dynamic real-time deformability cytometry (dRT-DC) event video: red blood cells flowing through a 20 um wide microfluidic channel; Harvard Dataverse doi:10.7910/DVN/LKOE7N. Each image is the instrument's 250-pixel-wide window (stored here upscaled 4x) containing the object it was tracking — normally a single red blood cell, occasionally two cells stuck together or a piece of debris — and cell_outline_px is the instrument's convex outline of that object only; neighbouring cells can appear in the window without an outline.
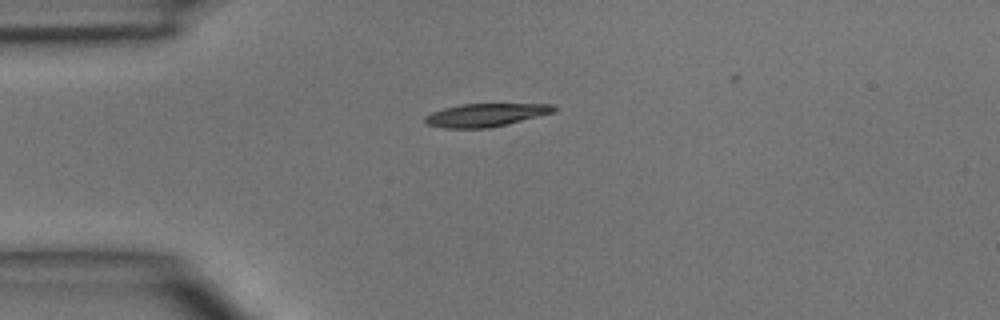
{"species": "common noctule bat (a hibernating species)", "species_latin": "Nyctalus noctula", "temperature_condition": "room temperature", "stored_images_in_passage": 2, "camera_frame_rate_fps": 3000, "um_per_image_px": 0.085, "animal": {"sex": "male", "body_mass_g": 15.6}, "frame": {"image": 1, "passage_image": 1, "time_ms": 0.0, "image_size_px": [1000, 320], "cell_outline_px": [[556, 108], [552, 112], [508, 124], [488, 128], [444, 128], [428, 124], [424, 120], [424, 116], [432, 112], [444, 108], [460, 104], [552, 104]], "centroid_in_image_um": [41.23, 9.77], "position_along_channel_um": 43.8, "area_um2": 17.11}}